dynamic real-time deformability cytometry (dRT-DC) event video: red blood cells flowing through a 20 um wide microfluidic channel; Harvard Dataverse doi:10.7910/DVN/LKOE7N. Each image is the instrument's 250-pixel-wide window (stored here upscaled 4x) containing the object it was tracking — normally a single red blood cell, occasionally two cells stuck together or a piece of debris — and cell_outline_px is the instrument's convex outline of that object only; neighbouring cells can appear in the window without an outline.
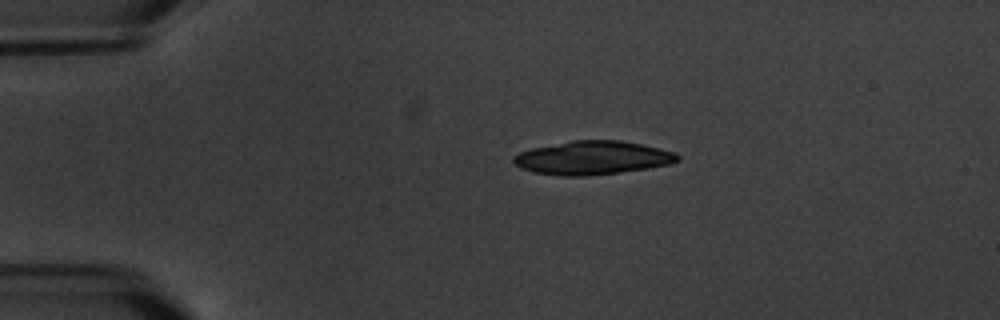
{"species": "common noctule bat (a hibernating species)", "species_latin": "Nyctalus noctula", "temperature_condition": "warm", "stored_images_in_passage": 5, "camera_frame_rate_fps": 3000, "um_per_image_px": 0.085, "animal": {"sex": "male", "body_mass_g": 20.1, "forearm_length_mm": 53.5}, "frame": {"image": 1, "passage_image": 3, "time_ms": 2.333, "image_size_px": [1000, 320], "cell_outline_px": [[680, 160], [668, 164], [648, 168], [584, 176], [560, 176], [536, 172], [520, 168], [512, 164], [512, 156], [520, 152], [532, 148], [572, 140], [620, 140], [660, 148], [676, 152], [680, 156]], "centroid_in_image_um": [50.34, 13.41], "position_along_channel_um": 34.7, "area_um2": 32.02}}